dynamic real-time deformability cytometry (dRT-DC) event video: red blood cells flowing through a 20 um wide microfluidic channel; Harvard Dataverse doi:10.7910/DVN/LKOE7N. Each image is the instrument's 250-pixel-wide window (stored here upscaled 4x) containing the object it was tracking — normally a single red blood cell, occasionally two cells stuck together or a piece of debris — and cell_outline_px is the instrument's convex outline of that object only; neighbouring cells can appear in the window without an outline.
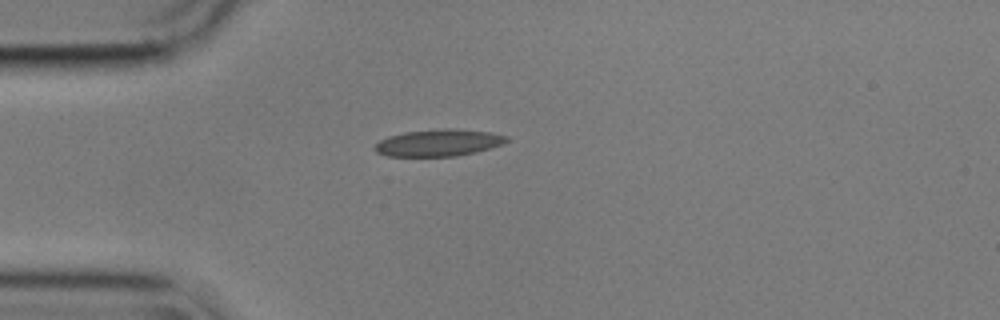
{"species": "common noctule bat (a hibernating species)", "species_latin": "Nyctalus noctula", "temperature_condition": "cold", "stored_images_in_passage": 42, "camera_frame_rate_fps": 3000, "um_per_image_px": 0.085, "animal": {"sex": "male", "body_mass_g": 17.9}, "frame": {"image": 1, "passage_image": 1, "time_ms": 0.0, "image_size_px": [1000, 320], "cell_outline_px": [[508, 140], [500, 144], [476, 152], [456, 156], [388, 156], [376, 152], [372, 148], [380, 140], [388, 136], [404, 132], [444, 128], [452, 128], [492, 132], [508, 136]], "centroid_in_image_um": [37.25, 12.13], "position_along_channel_um": 47.7, "area_um2": 20.63}}
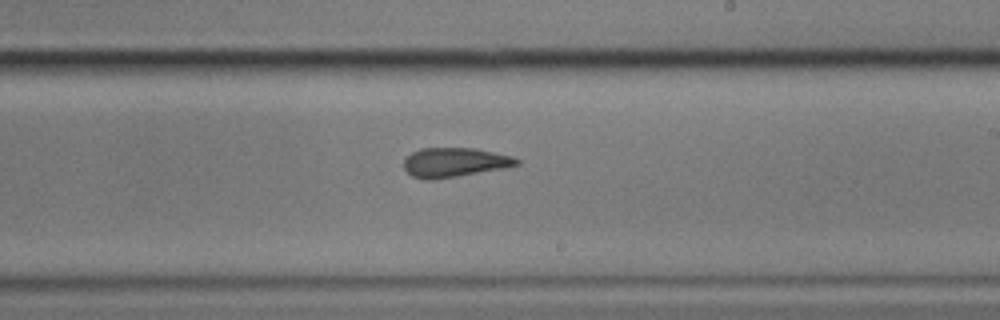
{"frame": {"image": 2, "passage_image": 19, "time_ms": 6.0, "image_size_px": [1000, 320], "cell_outline_px": [[520, 164], [504, 168], [432, 180], [424, 180], [412, 176], [404, 168], [404, 160], [412, 152], [420, 148], [476, 148], [512, 156], [520, 160]], "centroid_in_image_um": [38.63, 13.8], "position_along_channel_um": 250.4, "area_um2": 19.25}}
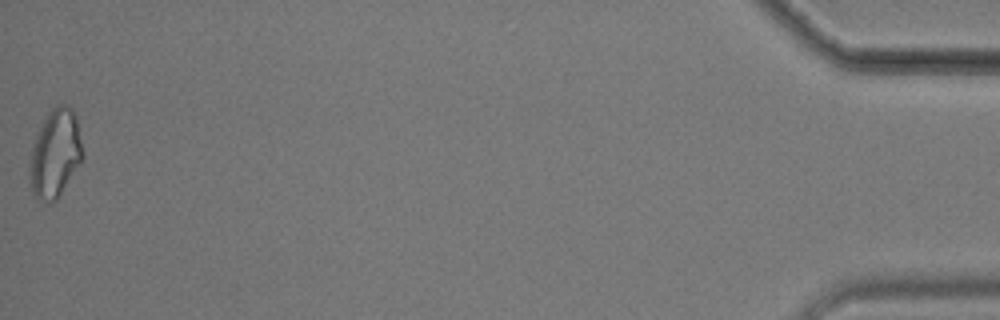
{"frame": {"image": 3, "passage_image": 42, "time_ms": 13.667, "image_size_px": [1000, 320], "cell_outline_px": [[84, 156], [60, 196], [56, 200], [36, 200], [32, 188], [28, 172], [28, 168], [32, 148], [36, 136], [48, 112], [56, 104], [68, 104], [72, 108], [76, 116]], "centroid_in_image_um": [4.7, 13.03], "position_along_channel_um": 430.5, "area_um2": 27.11}, "authors_computed_cell_mechanics": {"area_um2": 20.1722, "velocity_mm_per_s": 3.5909, "shape_relaxation_time_tau1_ms": null, "shape_relaxation_time_tau2_ms": 3.7782, "deformation_change_tau1": null, "deformation_change_tau2": 0.0829}}